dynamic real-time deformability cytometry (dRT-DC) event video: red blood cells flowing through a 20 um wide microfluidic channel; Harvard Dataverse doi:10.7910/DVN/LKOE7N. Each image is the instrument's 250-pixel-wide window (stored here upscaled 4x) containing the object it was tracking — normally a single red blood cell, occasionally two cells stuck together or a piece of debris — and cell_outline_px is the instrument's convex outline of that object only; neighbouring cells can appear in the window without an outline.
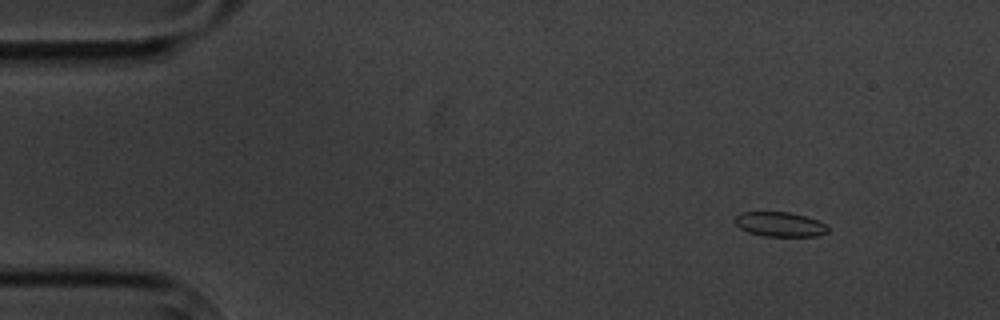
{"species": "common noctule bat (a hibernating species)", "species_latin": "Nyctalus noctula", "temperature_condition": "cold", "stored_images_in_passage": 5, "camera_frame_rate_fps": 3000, "um_per_image_px": 0.085, "animal": {"sex": "male", "body_mass_g": 20.1, "forearm_length_mm": 53.5}, "frame": {"image": 1, "passage_image": 2, "time_ms": 1.333, "image_size_px": [1000, 320], "cell_outline_px": [[828, 232], [816, 236], [764, 236], [748, 232], [740, 228], [732, 220], [740, 212], [788, 212], [804, 216], [816, 220], [824, 224], [828, 228]], "centroid_in_image_um": [66.24, 19.06], "position_along_channel_um": 18.8, "area_um2": 13.24}}
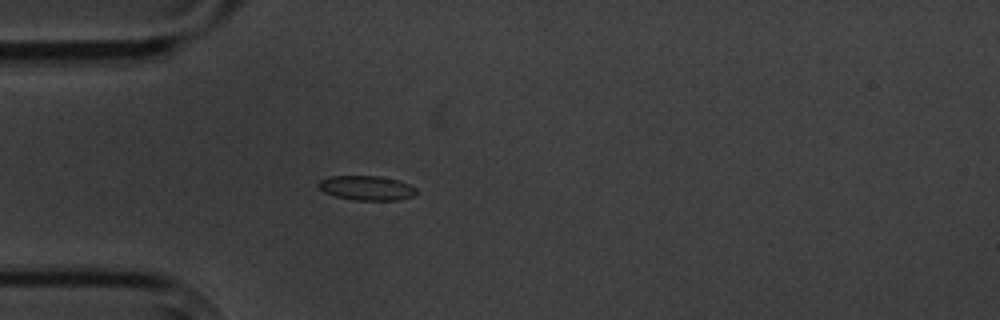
{"frame": {"image": 2, "passage_image": 5, "time_ms": 4.667, "image_size_px": [1000, 320], "cell_outline_px": [[416, 192], [412, 196], [396, 200], [356, 200], [336, 196], [324, 192], [316, 184], [320, 180], [332, 176], [380, 176], [396, 180], [408, 184], [416, 188]], "centroid_in_image_um": [31.14, 15.97], "position_along_channel_um": 53.9, "area_um2": 13.76}}